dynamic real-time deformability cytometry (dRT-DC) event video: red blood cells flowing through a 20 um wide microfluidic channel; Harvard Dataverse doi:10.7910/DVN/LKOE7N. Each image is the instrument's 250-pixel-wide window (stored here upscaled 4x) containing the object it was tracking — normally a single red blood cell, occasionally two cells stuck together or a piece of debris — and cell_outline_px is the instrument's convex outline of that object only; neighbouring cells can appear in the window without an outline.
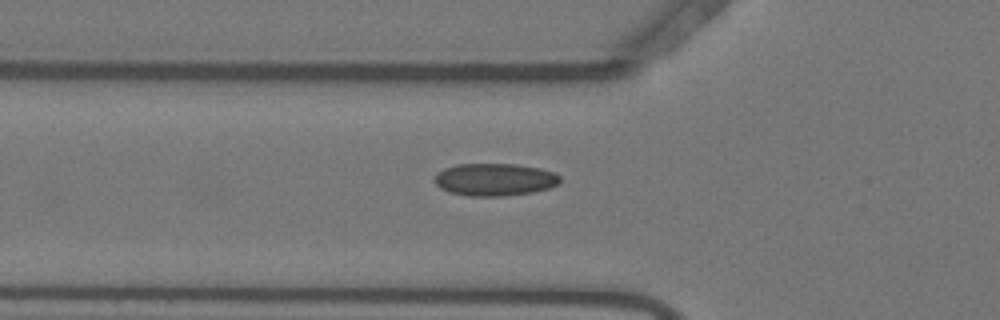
{"species": "Egyptian fruit bat (a non-hibernating species)", "species_latin": "Rousettus aegyptiacus", "temperature_condition": "warm", "stored_images_in_passage": 38, "camera_frame_rate_fps": 3000, "um_per_image_px": 0.085, "animal": {"sex": "female"}, "frame": {"image": 1, "passage_image": 6, "time_ms": 1.667, "image_size_px": [1000, 320], "cell_outline_px": [[560, 180], [556, 184], [548, 188], [532, 192], [500, 196], [468, 196], [448, 192], [440, 188], [432, 180], [436, 172], [444, 168], [456, 164], [516, 164], [540, 168], [556, 172], [560, 176]], "centroid_in_image_um": [42.0, 15.25], "position_along_channel_um": 83.8, "area_um2": 23.93}}
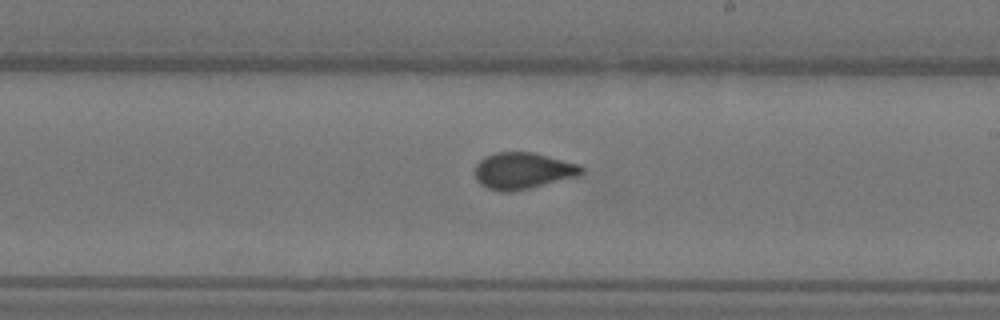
{"frame": {"image": 2, "passage_image": 19, "time_ms": 6.0, "image_size_px": [1000, 320], "cell_outline_px": [[584, 172], [580, 176], [512, 192], [500, 192], [488, 188], [480, 184], [476, 180], [476, 164], [484, 156], [496, 152], [532, 152], [580, 164], [584, 168]], "centroid_in_image_um": [44.46, 14.52], "position_along_channel_um": 244.5, "area_um2": 22.83}}
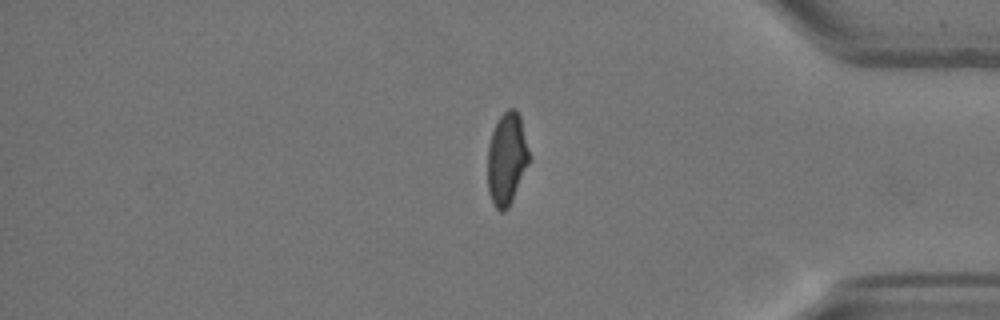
{"frame": {"image": 3, "passage_image": 33, "time_ms": 10.667, "image_size_px": [1000, 320], "cell_outline_px": [[528, 164], [512, 200], [508, 208], [504, 212], [500, 212], [496, 208], [488, 192], [488, 144], [492, 132], [500, 116], [508, 108], [516, 108], [520, 116], [528, 152]], "centroid_in_image_um": [43.05, 13.5], "position_along_channel_um": 392.1, "area_um2": 21.91}, "authors_computed_cell_mechanics": {"area_um2": 22.5998, "velocity_mm_per_s": 3.6902, "shape_relaxation_time_tau1_ms": 8.0527, "shape_relaxation_time_tau2_ms": 0.7616, "deformation_change_tau1": 0.1863, "deformation_change_tau2": 0.0473}}